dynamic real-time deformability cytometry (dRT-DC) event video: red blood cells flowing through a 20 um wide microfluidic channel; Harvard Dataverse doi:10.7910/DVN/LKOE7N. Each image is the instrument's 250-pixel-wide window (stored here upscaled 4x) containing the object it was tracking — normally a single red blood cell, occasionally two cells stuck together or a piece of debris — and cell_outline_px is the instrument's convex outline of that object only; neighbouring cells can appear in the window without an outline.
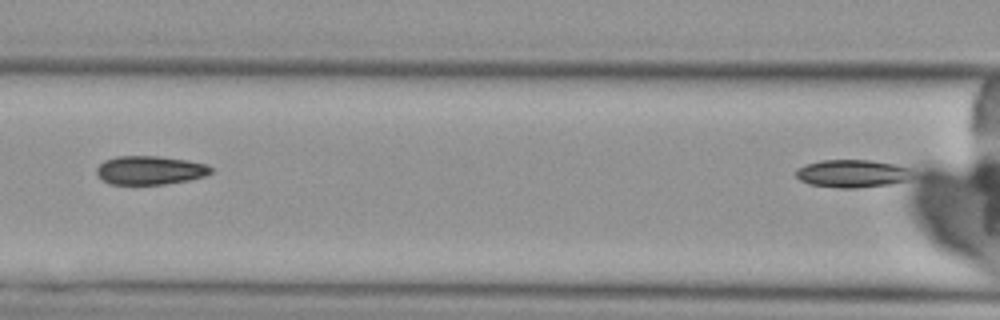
{"species": "Egyptian fruit bat (a non-hibernating species)", "species_latin": "Rousettus aegyptiacus", "temperature_condition": "cold", "stored_images_in_passage": 3, "camera_frame_rate_fps": 3000, "um_per_image_px": 0.085, "animal": {"sex": "female"}, "frame": {"image": 1, "passage_image": 3, "time_ms": 2.333, "image_size_px": [1000, 320], "cell_outline_px": [[916, 176], [908, 180], [892, 184], [856, 188], [840, 188], [808, 184], [800, 180], [796, 176], [796, 168], [820, 160], [868, 160], [896, 164], [908, 168]], "centroid_in_image_um": [72.48, 14.76], "position_along_channel_um": 94.1, "area_um2": 19.07}}